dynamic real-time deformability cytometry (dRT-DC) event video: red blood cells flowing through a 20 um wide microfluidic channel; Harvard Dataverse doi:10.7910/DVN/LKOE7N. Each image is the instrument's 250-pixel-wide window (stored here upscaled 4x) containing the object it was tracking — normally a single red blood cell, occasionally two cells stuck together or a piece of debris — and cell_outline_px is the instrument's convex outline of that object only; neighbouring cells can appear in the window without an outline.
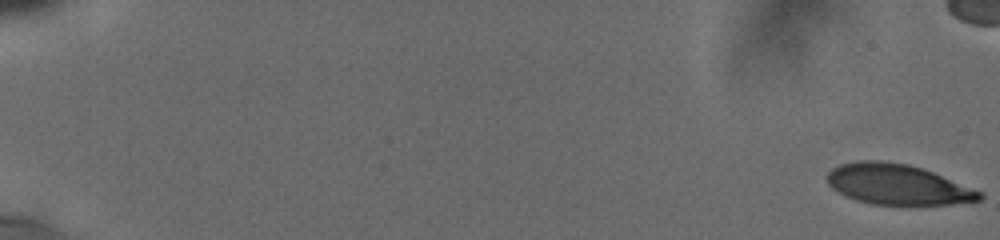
{"species": "human", "species_latin": "Homo sapiens", "temperature_condition": "cold", "stored_images_in_passage": 82, "camera_frame_rate_fps": 3000, "um_per_image_px": 0.085, "donor": {"sex": "male"}, "frame": {"image": 1, "passage_image": 1, "time_ms": 0.0, "image_size_px": [1000, 240], "cell_outline_px": [[984, 196], [980, 200], [948, 204], [872, 204], [856, 200], [844, 196], [832, 188], [828, 184], [828, 172], [832, 168], [840, 164], [856, 160], [884, 160], [908, 164], [932, 172], [984, 192]], "centroid_in_image_um": [76.26, 15.66], "position_along_channel_um": 8.7, "area_um2": 35.78}}
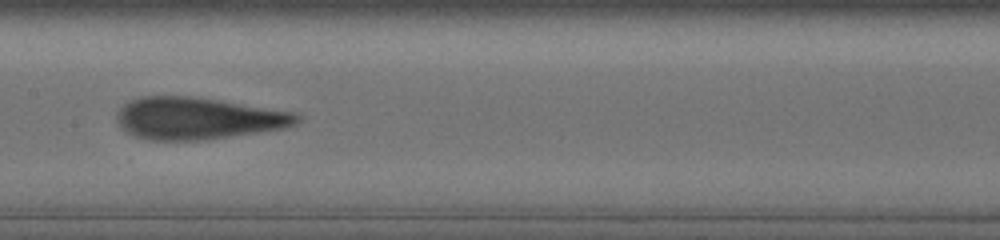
{"frame": {"image": 2, "passage_image": 55, "time_ms": 10.333, "image_size_px": [1000, 240], "cell_outline_px": [[300, 120], [296, 124], [284, 128], [204, 140], [148, 140], [136, 136], [128, 132], [116, 120], [116, 112], [128, 100], [140, 96], [192, 96], [296, 112], [300, 116]], "centroid_in_image_um": [16.81, 10.05], "position_along_channel_um": 190.6, "area_um2": 43.99}}
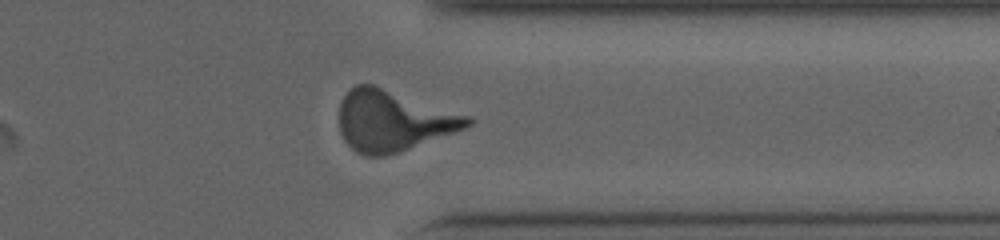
{"frame": {"image": 3, "passage_image": 71, "time_ms": 15.333, "image_size_px": [1000, 240], "cell_outline_px": [[472, 124], [464, 128], [408, 148], [384, 156], [368, 156], [356, 152], [344, 140], [340, 132], [340, 104], [344, 96], [356, 84], [372, 84], [472, 116]], "centroid_in_image_um": [33.4, 10.25], "position_along_channel_um": 378.0, "area_um2": 44.8}}